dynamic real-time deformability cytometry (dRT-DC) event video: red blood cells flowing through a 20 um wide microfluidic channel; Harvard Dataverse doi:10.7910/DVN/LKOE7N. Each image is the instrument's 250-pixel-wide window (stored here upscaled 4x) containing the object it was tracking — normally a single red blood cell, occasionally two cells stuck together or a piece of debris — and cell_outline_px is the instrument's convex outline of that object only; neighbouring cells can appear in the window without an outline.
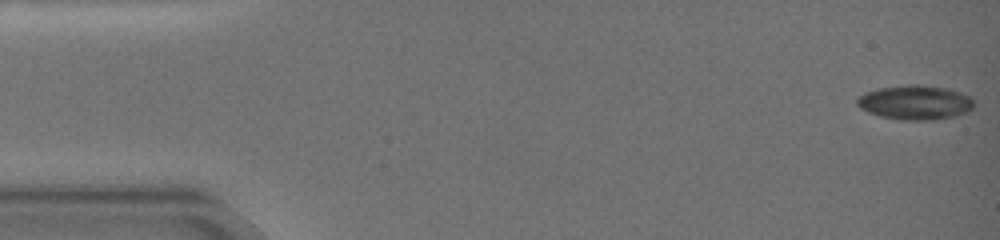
{"species": "common noctule bat (a hibernating species)", "species_latin": "Nyctalus noctula", "temperature_condition": "warm", "stored_images_in_passage": 15, "camera_frame_rate_fps": 3000, "um_per_image_px": 0.085, "animal": {"sex": "female", "body_mass_g": 19.0, "forearm_length_mm": 51.5}, "frame": {"image": 1, "passage_image": 1, "time_ms": 0.0, "image_size_px": [1000, 240], "cell_outline_px": [[976, 104], [968, 112], [956, 116], [932, 120], [900, 120], [880, 116], [868, 112], [860, 108], [856, 104], [856, 100], [864, 92], [876, 88], [908, 84], [916, 84], [948, 88], [960, 92], [968, 96]], "centroid_in_image_um": [77.78, 8.7], "position_along_channel_um": 7.2, "area_um2": 23.7}}
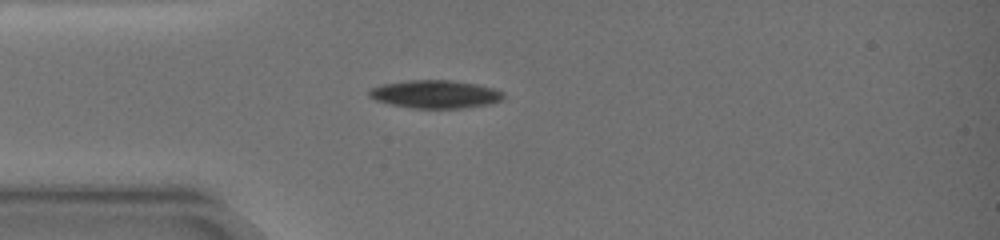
{"frame": {"image": 2, "passage_image": 10, "time_ms": 5.0, "image_size_px": [1000, 240], "cell_outline_px": [[504, 96], [500, 100], [492, 104], [464, 108], [412, 108], [392, 104], [376, 100], [368, 96], [368, 88], [380, 84], [408, 80], [452, 80], [476, 84], [496, 88], [504, 92]], "centroid_in_image_um": [37.0, 8.0], "position_along_channel_um": 48.0, "area_um2": 22.2}}